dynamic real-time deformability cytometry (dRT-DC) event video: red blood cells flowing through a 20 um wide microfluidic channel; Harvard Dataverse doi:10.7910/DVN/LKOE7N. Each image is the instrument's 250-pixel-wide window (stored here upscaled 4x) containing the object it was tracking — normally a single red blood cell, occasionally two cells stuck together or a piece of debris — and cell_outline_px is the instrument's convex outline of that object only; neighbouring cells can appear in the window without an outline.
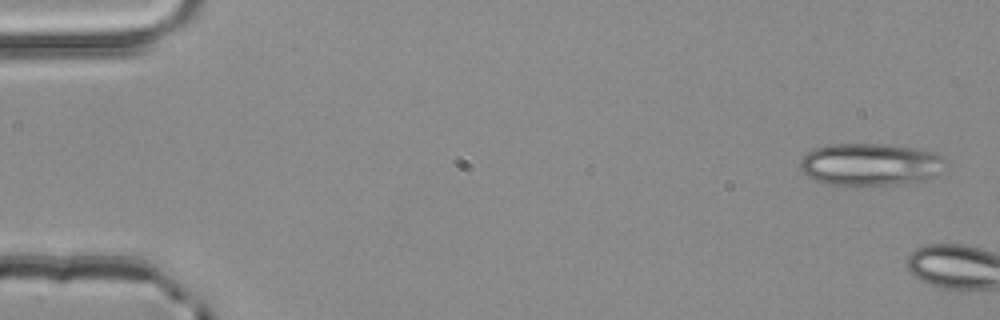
{"species": "common noctule bat (a hibernating species)", "species_latin": "Nyctalus noctula", "temperature_condition": "room temperature", "stored_images_in_passage": 5, "camera_frame_rate_fps": 3000, "um_per_image_px": 0.085, "animal": {"sex": "male", "body_mass_g": 20.4}, "frame": {"image": 1, "passage_image": 1, "time_ms": 0.0, "image_size_px": [1000, 320], "cell_outline_px": [[948, 164], [936, 176], [924, 180], [888, 188], [884, 188], [824, 184], [808, 176], [800, 168], [800, 160], [812, 148], [828, 144], [884, 144], [916, 148], [932, 152], [944, 156], [948, 160]], "centroid_in_image_um": [74.04, 14.02], "position_along_channel_um": 11.0, "area_um2": 37.34}}